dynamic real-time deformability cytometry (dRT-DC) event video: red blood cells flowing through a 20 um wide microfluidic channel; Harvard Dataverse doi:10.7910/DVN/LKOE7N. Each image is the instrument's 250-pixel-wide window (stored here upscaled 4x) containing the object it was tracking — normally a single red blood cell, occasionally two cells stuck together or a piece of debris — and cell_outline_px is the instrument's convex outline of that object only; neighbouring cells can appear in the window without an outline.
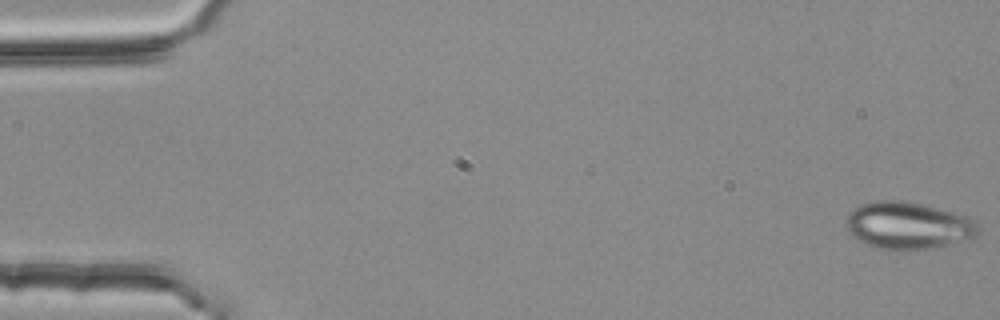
{"species": "common noctule bat (a hibernating species)", "species_latin": "Nyctalus noctula", "temperature_condition": "room temperature", "stored_images_in_passage": 54, "camera_frame_rate_fps": 3000, "um_per_image_px": 0.085, "animal": {"sex": "female", "body_mass_g": 25.1}, "frame": {"image": 1, "passage_image": 1, "time_ms": 0.0, "image_size_px": [1000, 320], "cell_outline_px": [[980, 232], [976, 236], [932, 248], [908, 252], [896, 252], [880, 248], [856, 240], [844, 224], [844, 220], [852, 208], [876, 200], [904, 200], [952, 212], [964, 216], [972, 220], [980, 228]], "centroid_in_image_um": [77.12, 19.19], "position_along_channel_um": 7.9, "area_um2": 36.47}}
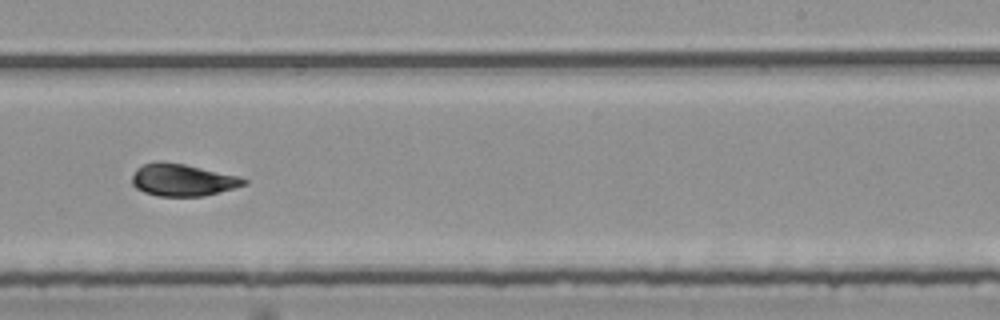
{"frame": {"image": 2, "passage_image": 34, "time_ms": 11.0, "image_size_px": [1000, 320], "cell_outline_px": [[248, 184], [204, 196], [156, 196], [144, 192], [136, 188], [132, 184], [132, 176], [136, 168], [144, 164], [156, 160], [160, 160], [184, 164], [240, 176], [248, 180]], "centroid_in_image_um": [15.5, 15.29], "position_along_channel_um": 273.5, "area_um2": 21.15}}
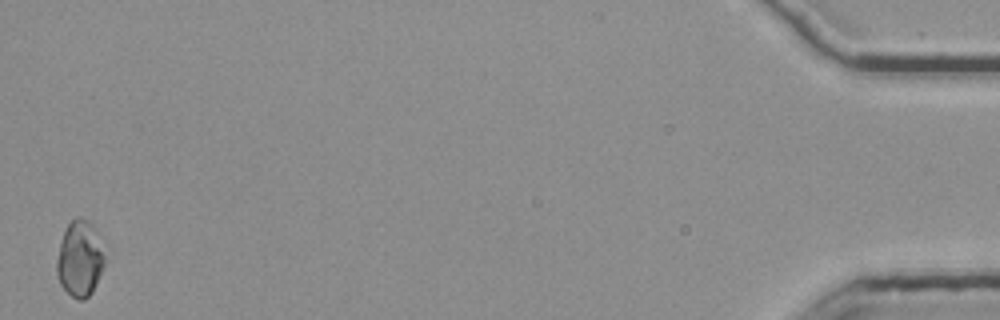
{"frame": {"image": 3, "passage_image": 54, "time_ms": 17.667, "image_size_px": [1000, 320], "cell_outline_px": [[108, 260], [92, 292], [84, 300], [80, 300], [72, 296], [60, 284], [56, 276], [56, 260], [60, 244], [64, 232], [68, 224], [76, 216], [80, 216], [88, 220], [96, 228]], "centroid_in_image_um": [6.82, 21.97], "position_along_channel_um": 428.4, "area_um2": 21.73}, "authors_computed_cell_mechanics": {"area_um2": 21.5883, "velocity_mm_per_s": 3.7638, "shape_relaxation_time_tau1_ms": null, "shape_relaxation_time_tau2_ms": 3.7542, "deformation_change_tau1": null, "deformation_change_tau2": 0.1102}}